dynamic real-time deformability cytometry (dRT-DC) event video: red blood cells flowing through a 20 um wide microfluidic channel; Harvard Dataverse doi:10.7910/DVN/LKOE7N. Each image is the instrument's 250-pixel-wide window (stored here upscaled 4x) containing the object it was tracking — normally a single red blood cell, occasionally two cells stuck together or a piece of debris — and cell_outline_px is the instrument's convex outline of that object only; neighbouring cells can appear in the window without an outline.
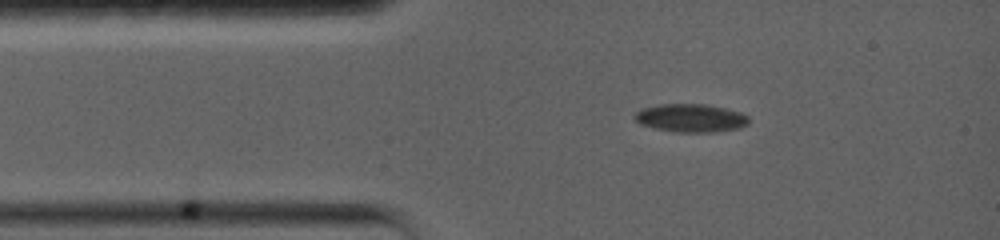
{"species": "common noctule bat (a hibernating species)", "species_latin": "Nyctalus noctula", "temperature_condition": "warm", "stored_images_in_passage": 84, "camera_frame_rate_fps": 5000, "um_per_image_px": 0.085, "animal": {"sex": "female", "body_mass_g": 19.0, "forearm_length_mm": 56.7}, "frame": {"image": 1, "passage_image": 1, "time_ms": 0.0, "image_size_px": [1000, 240], "cell_outline_px": [[748, 124], [740, 128], [716, 132], [676, 132], [656, 128], [640, 124], [632, 116], [640, 108], [656, 104], [704, 104], [724, 108], [740, 112], [748, 116]], "centroid_in_image_um": [58.69, 10.03], "position_along_channel_um": 26.3, "area_um2": 18.84}}
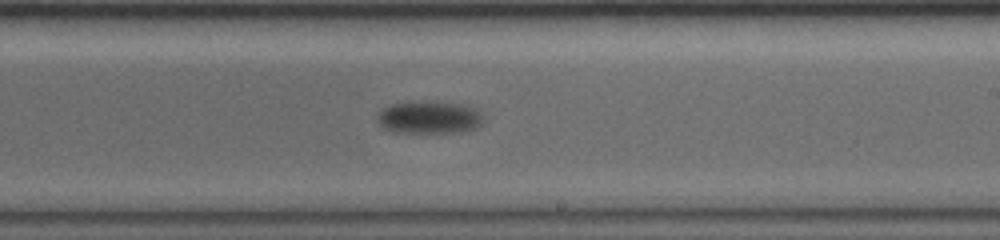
{"frame": {"image": 2, "passage_image": 37, "time_ms": 7.2, "image_size_px": [1000, 240], "cell_outline_px": [[480, 120], [472, 128], [452, 132], [412, 132], [388, 128], [380, 124], [380, 112], [384, 108], [392, 104], [408, 100], [436, 100], [460, 104], [472, 108], [480, 116]], "centroid_in_image_um": [36.43, 9.91], "position_along_channel_um": 252.6, "area_um2": 19.25}}
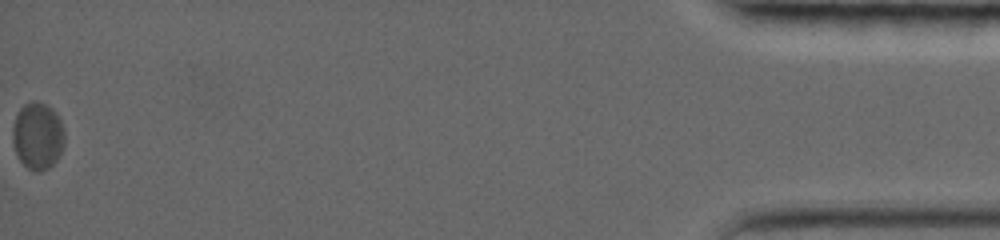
{"frame": {"image": 3, "passage_image": 84, "time_ms": 16.6, "image_size_px": [1000, 240], "cell_outline_px": [[56, 140], [48, 156], [36, 164], [32, 164], [24, 160], [20, 156], [16, 148], [16, 120], [20, 112], [28, 104], [40, 104], [56, 120]], "centroid_in_image_um": [2.98, 11.34], "position_along_channel_um": 432.2, "area_um2": 13.93}, "authors_computed_cell_mechanics": {"area_um2": 17.1955, "velocity_mm_per_s": 3.4689, "shape_relaxation_time_tau1_ms": 2.4358, "shape_relaxation_time_tau2_ms": null, "deformation_change_tau1": 0.0983, "deformation_change_tau2": null}}